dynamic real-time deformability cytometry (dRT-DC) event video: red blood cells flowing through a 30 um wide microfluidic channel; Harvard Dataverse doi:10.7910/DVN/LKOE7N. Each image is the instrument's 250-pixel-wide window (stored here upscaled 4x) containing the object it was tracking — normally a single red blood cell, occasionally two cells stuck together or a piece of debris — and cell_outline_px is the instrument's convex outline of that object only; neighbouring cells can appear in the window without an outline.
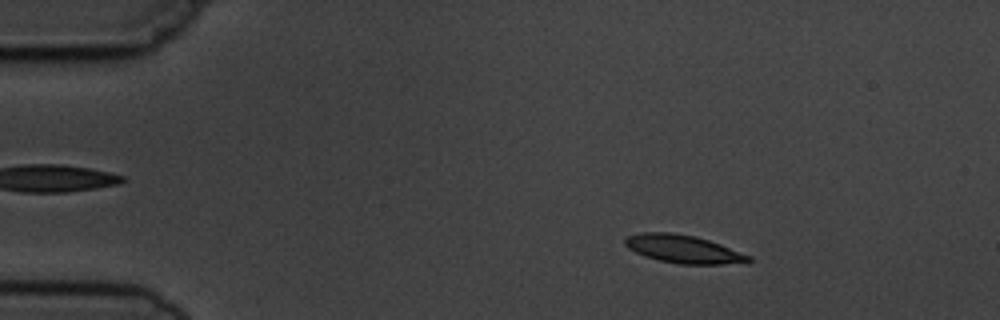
{"species": "common noctule bat (a hibernating species)", "species_latin": "Nyctalus noctula", "temperature_condition": "cold", "stored_images_in_passage": 5, "segment_of_instrument_passage": [1, 2], "camera_frame_rate_fps": 3000, "um_per_image_px": 0.085, "animal": {"sex": "male", "body_mass_g": 19.5, "forearm_length_mm": 54.6}, "frame": {"image": 1, "passage_image": 2, "time_ms": 1.0, "image_size_px": [1000, 320], "cell_outline_px": [[752, 260], [748, 264], [680, 264], [660, 260], [644, 256], [628, 248], [624, 244], [624, 240], [628, 236], [640, 232], [672, 232], [696, 236], [720, 244], [752, 256]], "centroid_in_image_um": [58.13, 21.17], "position_along_channel_um": 26.9, "area_um2": 20.4}}